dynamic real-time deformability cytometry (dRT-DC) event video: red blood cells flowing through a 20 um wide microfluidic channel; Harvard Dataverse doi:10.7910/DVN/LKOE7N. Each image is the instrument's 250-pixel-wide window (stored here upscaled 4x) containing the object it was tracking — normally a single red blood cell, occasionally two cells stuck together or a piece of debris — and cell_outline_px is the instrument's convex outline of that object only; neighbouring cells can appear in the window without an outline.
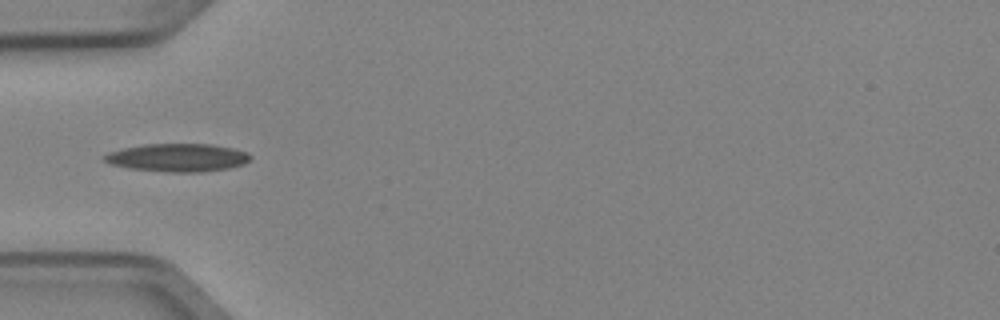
{"species": "Egyptian fruit bat (a non-hibernating species)", "species_latin": "Rousettus aegyptiacus", "temperature_condition": "cold", "stored_images_in_passage": 6, "camera_frame_rate_fps": 3000, "um_per_image_px": 0.085, "animal": {"sex": "female"}, "frame": {"image": 1, "passage_image": 5, "time_ms": 1.333, "image_size_px": [1000, 320], "cell_outline_px": [[252, 156], [244, 164], [228, 168], [200, 172], [168, 172], [128, 168], [112, 164], [104, 160], [100, 156], [108, 152], [124, 148], [144, 144], [212, 144], [232, 148], [248, 152]], "centroid_in_image_um": [15.09, 13.39], "position_along_channel_um": 69.9, "area_um2": 23.87}}
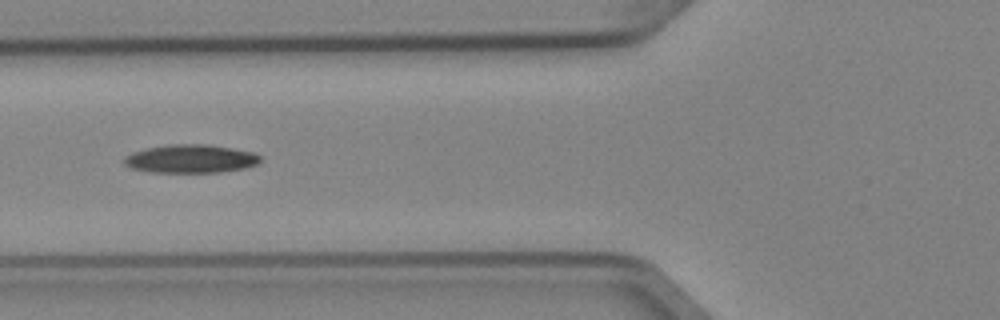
{"frame": {"image": 2, "passage_image": 6, "time_ms": 1.667, "image_size_px": [1000, 320], "cell_outline_px": [[260, 164], [244, 168], [220, 172], [152, 172], [132, 168], [124, 164], [124, 156], [148, 148], [172, 144], [208, 144], [232, 148], [252, 152], [260, 156]], "centroid_in_image_um": [16.25, 13.5], "position_along_channel_um": 109.6, "area_um2": 22.31}}